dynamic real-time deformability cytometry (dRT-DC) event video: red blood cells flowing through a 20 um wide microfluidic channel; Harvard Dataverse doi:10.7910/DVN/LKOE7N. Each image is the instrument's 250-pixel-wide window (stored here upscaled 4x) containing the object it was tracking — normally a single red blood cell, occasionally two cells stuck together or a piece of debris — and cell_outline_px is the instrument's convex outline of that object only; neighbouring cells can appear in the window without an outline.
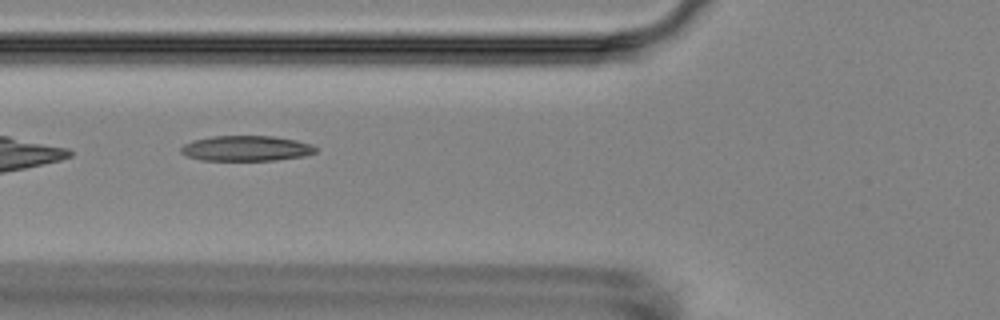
{"species": "Egyptian fruit bat (a non-hibernating species)", "species_latin": "Rousettus aegyptiacus", "temperature_condition": "room temperature", "stored_images_in_passage": 7, "camera_frame_rate_fps": 3000, "um_per_image_px": 0.085, "animal": {"sex": "female"}, "frame": {"image": 1, "passage_image": 6, "time_ms": 5.667, "image_size_px": [1000, 320], "cell_outline_px": [[316, 152], [304, 156], [276, 160], [200, 160], [184, 156], [180, 152], [180, 148], [184, 144], [192, 140], [212, 136], [272, 136], [296, 140], [312, 144], [316, 148]], "centroid_in_image_um": [20.89, 12.61], "position_along_channel_um": 104.9, "area_um2": 20.0}}
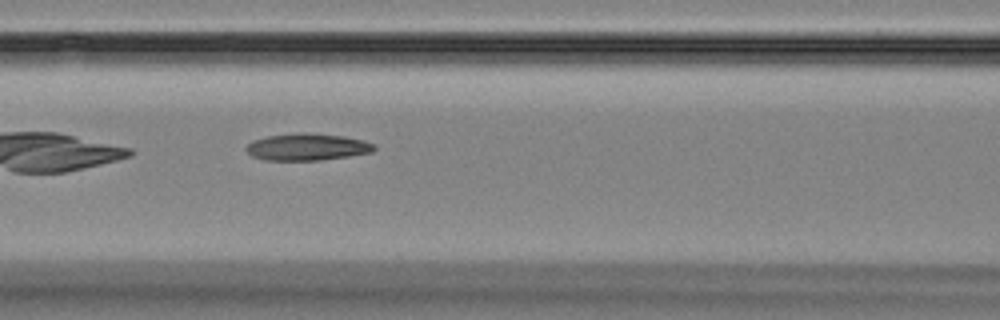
{"frame": {"image": 2, "passage_image": 7, "time_ms": 6.667, "image_size_px": [1000, 320], "cell_outline_px": [[376, 148], [372, 152], [348, 156], [320, 160], [264, 160], [252, 156], [244, 148], [252, 140], [268, 136], [300, 132], [304, 132], [344, 136], [364, 140], [376, 144]], "centroid_in_image_um": [26.12, 12.48], "position_along_channel_um": 140.5, "area_um2": 20.17}}